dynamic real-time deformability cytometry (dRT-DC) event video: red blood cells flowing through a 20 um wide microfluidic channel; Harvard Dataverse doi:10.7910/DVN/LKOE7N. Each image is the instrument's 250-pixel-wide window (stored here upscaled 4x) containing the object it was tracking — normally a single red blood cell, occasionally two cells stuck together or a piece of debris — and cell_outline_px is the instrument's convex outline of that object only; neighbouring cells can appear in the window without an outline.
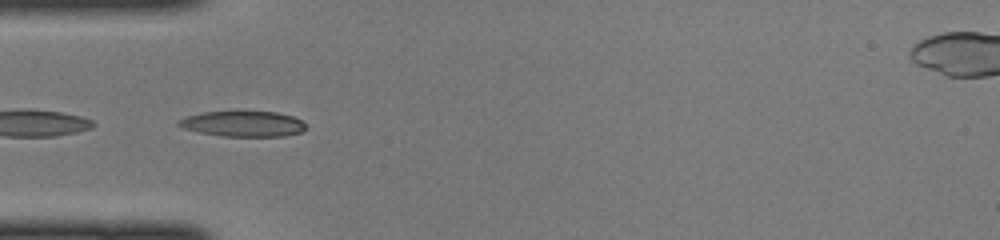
{"species": "common noctule bat (a hibernating species)", "species_latin": "Nyctalus noctula", "temperature_condition": "cold", "stored_images_in_passage": 7, "camera_frame_rate_fps": 3000, "um_per_image_px": 0.085, "animal": {"sex": "female", "body_mass_g": 22.0, "forearm_length_mm": 56.7}, "frame": {"image": 1, "passage_image": 2, "time_ms": 0.333, "image_size_px": [1000, 240], "cell_outline_px": [[304, 128], [300, 132], [284, 136], [220, 136], [200, 132], [184, 128], [176, 124], [176, 120], [184, 116], [204, 112], [276, 112], [292, 116], [300, 120], [304, 124]], "centroid_in_image_um": [20.59, 10.52], "position_along_channel_um": 64.4, "area_um2": 18.73}}